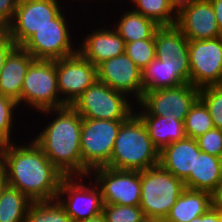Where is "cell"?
<instances>
[{"label": "cell", "mask_w": 222, "mask_h": 222, "mask_svg": "<svg viewBox=\"0 0 222 222\" xmlns=\"http://www.w3.org/2000/svg\"><path fill=\"white\" fill-rule=\"evenodd\" d=\"M0 163L7 173L9 186L18 189L32 202L56 199L65 175L30 136L22 142L3 145Z\"/></svg>", "instance_id": "6da1fadb"}, {"label": "cell", "mask_w": 222, "mask_h": 222, "mask_svg": "<svg viewBox=\"0 0 222 222\" xmlns=\"http://www.w3.org/2000/svg\"><path fill=\"white\" fill-rule=\"evenodd\" d=\"M39 113L36 115L44 117L43 120L42 118L39 120L41 125L45 126L40 125V129L37 127L38 133L34 127L28 126L31 130L33 128L32 134L28 136L32 137L46 157L65 176H83L80 147L82 117L69 105L42 110Z\"/></svg>", "instance_id": "7a4b0ae2"}, {"label": "cell", "mask_w": 222, "mask_h": 222, "mask_svg": "<svg viewBox=\"0 0 222 222\" xmlns=\"http://www.w3.org/2000/svg\"><path fill=\"white\" fill-rule=\"evenodd\" d=\"M159 152L149 137L144 122L134 112L121 124L106 167L129 171L146 170L159 165Z\"/></svg>", "instance_id": "3957f363"}, {"label": "cell", "mask_w": 222, "mask_h": 222, "mask_svg": "<svg viewBox=\"0 0 222 222\" xmlns=\"http://www.w3.org/2000/svg\"><path fill=\"white\" fill-rule=\"evenodd\" d=\"M73 4V2L70 3L67 12V8H65L52 20V23L38 29V31L22 45V47L27 50L35 60H58L78 52V47L76 46H78L77 40L79 37L74 32L72 34V31L81 28L77 25L74 27V23L69 20V18L76 19L73 12H69L72 11L69 9H76L75 4V8H70ZM74 34L76 35L74 36Z\"/></svg>", "instance_id": "277c9868"}, {"label": "cell", "mask_w": 222, "mask_h": 222, "mask_svg": "<svg viewBox=\"0 0 222 222\" xmlns=\"http://www.w3.org/2000/svg\"><path fill=\"white\" fill-rule=\"evenodd\" d=\"M64 106L67 105L60 98L58 91L56 60H34L24 78L21 111L30 112L31 116L42 110Z\"/></svg>", "instance_id": "5b68a950"}, {"label": "cell", "mask_w": 222, "mask_h": 222, "mask_svg": "<svg viewBox=\"0 0 222 222\" xmlns=\"http://www.w3.org/2000/svg\"><path fill=\"white\" fill-rule=\"evenodd\" d=\"M135 104L126 94L96 80L71 106L82 118L127 120Z\"/></svg>", "instance_id": "8992f818"}, {"label": "cell", "mask_w": 222, "mask_h": 222, "mask_svg": "<svg viewBox=\"0 0 222 222\" xmlns=\"http://www.w3.org/2000/svg\"><path fill=\"white\" fill-rule=\"evenodd\" d=\"M184 189V182L160 165L142 170L140 208L144 216L165 219Z\"/></svg>", "instance_id": "52a82bcc"}, {"label": "cell", "mask_w": 222, "mask_h": 222, "mask_svg": "<svg viewBox=\"0 0 222 222\" xmlns=\"http://www.w3.org/2000/svg\"><path fill=\"white\" fill-rule=\"evenodd\" d=\"M124 121L82 118L80 147L83 176L109 164L119 128Z\"/></svg>", "instance_id": "ba28073f"}, {"label": "cell", "mask_w": 222, "mask_h": 222, "mask_svg": "<svg viewBox=\"0 0 222 222\" xmlns=\"http://www.w3.org/2000/svg\"><path fill=\"white\" fill-rule=\"evenodd\" d=\"M198 98L199 88L191 83L145 91L135 104V113L138 116L169 117L184 122L190 108Z\"/></svg>", "instance_id": "9c48e42d"}, {"label": "cell", "mask_w": 222, "mask_h": 222, "mask_svg": "<svg viewBox=\"0 0 222 222\" xmlns=\"http://www.w3.org/2000/svg\"><path fill=\"white\" fill-rule=\"evenodd\" d=\"M56 199L72 222L96 217L102 213L104 206L101 191L89 175L65 176Z\"/></svg>", "instance_id": "30bf717a"}, {"label": "cell", "mask_w": 222, "mask_h": 222, "mask_svg": "<svg viewBox=\"0 0 222 222\" xmlns=\"http://www.w3.org/2000/svg\"><path fill=\"white\" fill-rule=\"evenodd\" d=\"M71 0H18L13 21L6 27V33L22 46L38 29L52 23ZM68 3V4H67Z\"/></svg>", "instance_id": "8fae6325"}, {"label": "cell", "mask_w": 222, "mask_h": 222, "mask_svg": "<svg viewBox=\"0 0 222 222\" xmlns=\"http://www.w3.org/2000/svg\"><path fill=\"white\" fill-rule=\"evenodd\" d=\"M88 175L99 187L104 204L140 206L141 171L99 167Z\"/></svg>", "instance_id": "7c38bea8"}, {"label": "cell", "mask_w": 222, "mask_h": 222, "mask_svg": "<svg viewBox=\"0 0 222 222\" xmlns=\"http://www.w3.org/2000/svg\"><path fill=\"white\" fill-rule=\"evenodd\" d=\"M189 63L193 86L222 85V36L189 41Z\"/></svg>", "instance_id": "4fadbf2b"}, {"label": "cell", "mask_w": 222, "mask_h": 222, "mask_svg": "<svg viewBox=\"0 0 222 222\" xmlns=\"http://www.w3.org/2000/svg\"><path fill=\"white\" fill-rule=\"evenodd\" d=\"M155 50V58L164 62L180 85L190 83L189 40L175 25L157 29Z\"/></svg>", "instance_id": "5bb4252c"}, {"label": "cell", "mask_w": 222, "mask_h": 222, "mask_svg": "<svg viewBox=\"0 0 222 222\" xmlns=\"http://www.w3.org/2000/svg\"><path fill=\"white\" fill-rule=\"evenodd\" d=\"M56 72L60 98L69 106L97 80V66L79 52L56 60Z\"/></svg>", "instance_id": "9a60e30c"}, {"label": "cell", "mask_w": 222, "mask_h": 222, "mask_svg": "<svg viewBox=\"0 0 222 222\" xmlns=\"http://www.w3.org/2000/svg\"><path fill=\"white\" fill-rule=\"evenodd\" d=\"M97 80L113 90L126 94L135 103L141 99L144 92L142 70L126 53L98 64Z\"/></svg>", "instance_id": "2e32d148"}, {"label": "cell", "mask_w": 222, "mask_h": 222, "mask_svg": "<svg viewBox=\"0 0 222 222\" xmlns=\"http://www.w3.org/2000/svg\"><path fill=\"white\" fill-rule=\"evenodd\" d=\"M98 15L100 19L96 22L97 24L91 21V24L97 25L95 29L86 26L84 33L80 30V34L82 32L81 35L83 36L78 38L77 46L78 52L95 66L107 59L125 53V41L110 25V22H107L102 16L100 17V14ZM90 27L92 30L89 29ZM85 32L87 33L85 34Z\"/></svg>", "instance_id": "e0dca14e"}, {"label": "cell", "mask_w": 222, "mask_h": 222, "mask_svg": "<svg viewBox=\"0 0 222 222\" xmlns=\"http://www.w3.org/2000/svg\"><path fill=\"white\" fill-rule=\"evenodd\" d=\"M175 26L189 41L222 36L209 0H199L180 9Z\"/></svg>", "instance_id": "ac0fdd59"}, {"label": "cell", "mask_w": 222, "mask_h": 222, "mask_svg": "<svg viewBox=\"0 0 222 222\" xmlns=\"http://www.w3.org/2000/svg\"><path fill=\"white\" fill-rule=\"evenodd\" d=\"M35 58L22 46H16L4 61L0 73V94L15 100L21 109V91L30 64Z\"/></svg>", "instance_id": "d6986e66"}, {"label": "cell", "mask_w": 222, "mask_h": 222, "mask_svg": "<svg viewBox=\"0 0 222 222\" xmlns=\"http://www.w3.org/2000/svg\"><path fill=\"white\" fill-rule=\"evenodd\" d=\"M200 151L197 140L184 138L164 146L159 152V165L183 182L194 172L195 153Z\"/></svg>", "instance_id": "ffe728a7"}, {"label": "cell", "mask_w": 222, "mask_h": 222, "mask_svg": "<svg viewBox=\"0 0 222 222\" xmlns=\"http://www.w3.org/2000/svg\"><path fill=\"white\" fill-rule=\"evenodd\" d=\"M117 5H119V8H124V6L127 8H121L120 12L117 11L116 14H119V18L116 14H109L110 17L116 16L115 21L112 19L110 21L108 17L106 20L107 22H113L111 26L125 41V44L137 40L155 39V32L160 26L154 20L135 12L124 3Z\"/></svg>", "instance_id": "44dd1931"}, {"label": "cell", "mask_w": 222, "mask_h": 222, "mask_svg": "<svg viewBox=\"0 0 222 222\" xmlns=\"http://www.w3.org/2000/svg\"><path fill=\"white\" fill-rule=\"evenodd\" d=\"M222 178V158L201 150L195 153L194 172L184 181L185 188L212 193Z\"/></svg>", "instance_id": "7402d4cb"}, {"label": "cell", "mask_w": 222, "mask_h": 222, "mask_svg": "<svg viewBox=\"0 0 222 222\" xmlns=\"http://www.w3.org/2000/svg\"><path fill=\"white\" fill-rule=\"evenodd\" d=\"M212 207L211 193L185 188L176 200L165 222H190Z\"/></svg>", "instance_id": "603a6c76"}, {"label": "cell", "mask_w": 222, "mask_h": 222, "mask_svg": "<svg viewBox=\"0 0 222 222\" xmlns=\"http://www.w3.org/2000/svg\"><path fill=\"white\" fill-rule=\"evenodd\" d=\"M144 122L149 137L159 151L172 142L186 138L185 127L182 121L161 116H139Z\"/></svg>", "instance_id": "cb8c5ba5"}, {"label": "cell", "mask_w": 222, "mask_h": 222, "mask_svg": "<svg viewBox=\"0 0 222 222\" xmlns=\"http://www.w3.org/2000/svg\"><path fill=\"white\" fill-rule=\"evenodd\" d=\"M22 113L24 115V112H20V107L15 100L0 94V142L3 145L11 144V143L17 142L19 139L22 140L25 138L24 137L25 134L24 133L20 134V132L24 131V130H22L23 127H24L23 129H25L26 133L28 132V129H27L28 128L27 126H29L28 123L26 122V123L20 125V124H18L20 122H16L17 119H18V121H19V119H21V121H23L24 117L23 118L19 117V115L20 114L22 115ZM15 115L18 117H16ZM19 125L22 126L21 130H20ZM18 129L20 131L19 133L16 132V130L18 131ZM15 134H17V135L19 134L20 136L23 135V137H20L18 135L19 138L17 139L16 138L17 136H15Z\"/></svg>", "instance_id": "d4e9b609"}, {"label": "cell", "mask_w": 222, "mask_h": 222, "mask_svg": "<svg viewBox=\"0 0 222 222\" xmlns=\"http://www.w3.org/2000/svg\"><path fill=\"white\" fill-rule=\"evenodd\" d=\"M128 7L143 16L154 20L159 26L176 24L177 12L170 0H128Z\"/></svg>", "instance_id": "484cf974"}, {"label": "cell", "mask_w": 222, "mask_h": 222, "mask_svg": "<svg viewBox=\"0 0 222 222\" xmlns=\"http://www.w3.org/2000/svg\"><path fill=\"white\" fill-rule=\"evenodd\" d=\"M32 201L10 186L0 198V222H25Z\"/></svg>", "instance_id": "4316f807"}, {"label": "cell", "mask_w": 222, "mask_h": 222, "mask_svg": "<svg viewBox=\"0 0 222 222\" xmlns=\"http://www.w3.org/2000/svg\"><path fill=\"white\" fill-rule=\"evenodd\" d=\"M25 222H72L57 199L32 202Z\"/></svg>", "instance_id": "83f0119b"}, {"label": "cell", "mask_w": 222, "mask_h": 222, "mask_svg": "<svg viewBox=\"0 0 222 222\" xmlns=\"http://www.w3.org/2000/svg\"><path fill=\"white\" fill-rule=\"evenodd\" d=\"M185 133L188 138L196 139L215 128L212 117L205 104L198 98L184 119Z\"/></svg>", "instance_id": "f1b7e54d"}, {"label": "cell", "mask_w": 222, "mask_h": 222, "mask_svg": "<svg viewBox=\"0 0 222 222\" xmlns=\"http://www.w3.org/2000/svg\"><path fill=\"white\" fill-rule=\"evenodd\" d=\"M180 85L171 75L164 62L155 58L142 70V86L145 91L171 88Z\"/></svg>", "instance_id": "f546056e"}, {"label": "cell", "mask_w": 222, "mask_h": 222, "mask_svg": "<svg viewBox=\"0 0 222 222\" xmlns=\"http://www.w3.org/2000/svg\"><path fill=\"white\" fill-rule=\"evenodd\" d=\"M199 99L208 109L215 128L222 130V85L199 88Z\"/></svg>", "instance_id": "4dcf8cb0"}, {"label": "cell", "mask_w": 222, "mask_h": 222, "mask_svg": "<svg viewBox=\"0 0 222 222\" xmlns=\"http://www.w3.org/2000/svg\"><path fill=\"white\" fill-rule=\"evenodd\" d=\"M125 53L143 70L155 59V39H144L125 44Z\"/></svg>", "instance_id": "1f68e13d"}, {"label": "cell", "mask_w": 222, "mask_h": 222, "mask_svg": "<svg viewBox=\"0 0 222 222\" xmlns=\"http://www.w3.org/2000/svg\"><path fill=\"white\" fill-rule=\"evenodd\" d=\"M102 214L106 222H140L144 217L140 206L104 204Z\"/></svg>", "instance_id": "d6a6232c"}, {"label": "cell", "mask_w": 222, "mask_h": 222, "mask_svg": "<svg viewBox=\"0 0 222 222\" xmlns=\"http://www.w3.org/2000/svg\"><path fill=\"white\" fill-rule=\"evenodd\" d=\"M199 149L210 155L222 158V130L214 128L196 138Z\"/></svg>", "instance_id": "836d02e7"}, {"label": "cell", "mask_w": 222, "mask_h": 222, "mask_svg": "<svg viewBox=\"0 0 222 222\" xmlns=\"http://www.w3.org/2000/svg\"><path fill=\"white\" fill-rule=\"evenodd\" d=\"M18 0H0V23L6 27L13 21Z\"/></svg>", "instance_id": "e575fe53"}, {"label": "cell", "mask_w": 222, "mask_h": 222, "mask_svg": "<svg viewBox=\"0 0 222 222\" xmlns=\"http://www.w3.org/2000/svg\"><path fill=\"white\" fill-rule=\"evenodd\" d=\"M16 46V43L6 32L0 36V73L3 68L4 61Z\"/></svg>", "instance_id": "d590c367"}, {"label": "cell", "mask_w": 222, "mask_h": 222, "mask_svg": "<svg viewBox=\"0 0 222 222\" xmlns=\"http://www.w3.org/2000/svg\"><path fill=\"white\" fill-rule=\"evenodd\" d=\"M71 1H72V2H76V5H77V2H80V4L77 5V6L81 5V6H79V7H80V10H81V11H79V13L81 12L79 15H81V17H82V16H83V17L85 16V18H87V19H88V16H92V15H93V14L88 15V14L90 13V11H92V10H94V9H99V8H93V9H92V7H90V6L88 5L89 3L92 5V3L95 4V3L98 2L97 5H100V4H101V6H102L101 11L103 10V7H104V8H105V7L108 8L107 6L110 7V10H112V9L114 10V7H116V4H118V3H119V4L124 3V0H121L122 2H121L120 0H119V1L114 0L115 2H114L113 0H112L113 2H112L111 0H101V1H100V0H96V1H95V0H94V1H93V0H92V1L86 0V3H87L88 1H90V2H88L87 4L85 3V4L82 5L81 2H84L85 0H77V1H76V0H71ZM99 1H100V2H99ZM109 1H110V3H109ZM91 2H92V3H91ZM111 2H112V3H111ZM116 2H117V3H116ZM102 3H103L104 5H107L108 3H109L110 5H111V4H115V6H113V7L110 6V5L104 6ZM84 5H85V6H84ZM87 5H88V6H87ZM82 6H83V7H82ZM81 7H82V8H81ZM111 7H112V8H111ZM87 11H88V12H87ZM83 12H84L85 14H84ZM82 14H83V15H82ZM86 16H87V17H86Z\"/></svg>", "instance_id": "8d00e7d4"}, {"label": "cell", "mask_w": 222, "mask_h": 222, "mask_svg": "<svg viewBox=\"0 0 222 222\" xmlns=\"http://www.w3.org/2000/svg\"><path fill=\"white\" fill-rule=\"evenodd\" d=\"M190 222H219V209L211 207L205 214L192 219Z\"/></svg>", "instance_id": "74e56055"}, {"label": "cell", "mask_w": 222, "mask_h": 222, "mask_svg": "<svg viewBox=\"0 0 222 222\" xmlns=\"http://www.w3.org/2000/svg\"><path fill=\"white\" fill-rule=\"evenodd\" d=\"M211 200L213 208L222 210V178L215 190L211 193Z\"/></svg>", "instance_id": "f35d334b"}, {"label": "cell", "mask_w": 222, "mask_h": 222, "mask_svg": "<svg viewBox=\"0 0 222 222\" xmlns=\"http://www.w3.org/2000/svg\"><path fill=\"white\" fill-rule=\"evenodd\" d=\"M215 12V18L219 26L220 33L222 34V0H209Z\"/></svg>", "instance_id": "ab89813d"}, {"label": "cell", "mask_w": 222, "mask_h": 222, "mask_svg": "<svg viewBox=\"0 0 222 222\" xmlns=\"http://www.w3.org/2000/svg\"><path fill=\"white\" fill-rule=\"evenodd\" d=\"M8 186L7 173L4 166L0 163V198Z\"/></svg>", "instance_id": "60d3db41"}, {"label": "cell", "mask_w": 222, "mask_h": 222, "mask_svg": "<svg viewBox=\"0 0 222 222\" xmlns=\"http://www.w3.org/2000/svg\"><path fill=\"white\" fill-rule=\"evenodd\" d=\"M197 1L199 0H170V3L172 7L175 9V11L178 12L183 7L191 5Z\"/></svg>", "instance_id": "b9f144b4"}, {"label": "cell", "mask_w": 222, "mask_h": 222, "mask_svg": "<svg viewBox=\"0 0 222 222\" xmlns=\"http://www.w3.org/2000/svg\"><path fill=\"white\" fill-rule=\"evenodd\" d=\"M140 222H165V219L158 217L144 216Z\"/></svg>", "instance_id": "7bdbcfd3"}, {"label": "cell", "mask_w": 222, "mask_h": 222, "mask_svg": "<svg viewBox=\"0 0 222 222\" xmlns=\"http://www.w3.org/2000/svg\"><path fill=\"white\" fill-rule=\"evenodd\" d=\"M81 222H106V220H105L104 215L101 213L100 215H97L96 217L89 218Z\"/></svg>", "instance_id": "ee69618b"}, {"label": "cell", "mask_w": 222, "mask_h": 222, "mask_svg": "<svg viewBox=\"0 0 222 222\" xmlns=\"http://www.w3.org/2000/svg\"><path fill=\"white\" fill-rule=\"evenodd\" d=\"M6 32V29L2 26V24L0 23V36Z\"/></svg>", "instance_id": "f6af8a7d"}, {"label": "cell", "mask_w": 222, "mask_h": 222, "mask_svg": "<svg viewBox=\"0 0 222 222\" xmlns=\"http://www.w3.org/2000/svg\"><path fill=\"white\" fill-rule=\"evenodd\" d=\"M219 222H222V210L219 209Z\"/></svg>", "instance_id": "bcb514c9"}, {"label": "cell", "mask_w": 222, "mask_h": 222, "mask_svg": "<svg viewBox=\"0 0 222 222\" xmlns=\"http://www.w3.org/2000/svg\"><path fill=\"white\" fill-rule=\"evenodd\" d=\"M2 147H3V144L0 142V158H1V153H2Z\"/></svg>", "instance_id": "7dc6e473"}]
</instances>
